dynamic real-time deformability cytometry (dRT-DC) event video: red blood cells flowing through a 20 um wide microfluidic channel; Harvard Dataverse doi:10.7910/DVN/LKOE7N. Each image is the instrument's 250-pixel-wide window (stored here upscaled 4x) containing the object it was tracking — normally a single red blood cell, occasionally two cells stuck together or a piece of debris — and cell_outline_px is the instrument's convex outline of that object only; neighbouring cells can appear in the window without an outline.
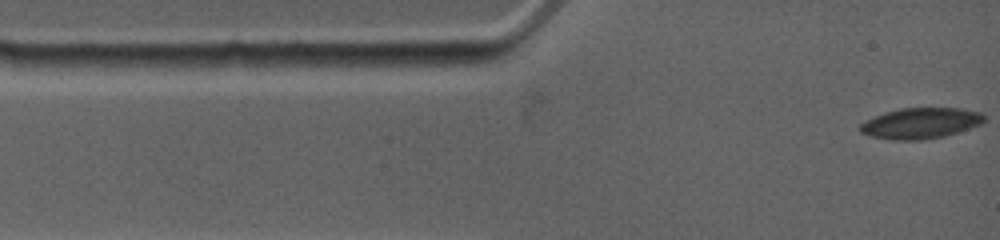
{"species": "common noctule bat (a hibernating species)", "species_latin": "Nyctalus noctula", "temperature_condition": "warm", "stored_images_in_passage": 61, "camera_frame_rate_fps": 4500, "um_per_image_px": 0.085, "animal": {"sex": "female", "body_mass_g": 19.0, "forearm_length_mm": 53.3}, "frame": {"image": 1, "passage_image": 1, "time_ms": 0.0, "image_size_px": [1000, 240], "cell_outline_px": [[984, 120], [980, 124], [944, 136], [924, 140], [892, 140], [872, 136], [860, 132], [860, 124], [884, 112], [900, 108], [960, 108], [980, 112], [984, 116]], "centroid_in_image_um": [78.24, 10.47], "position_along_channel_um": 6.8, "area_um2": 22.02}}
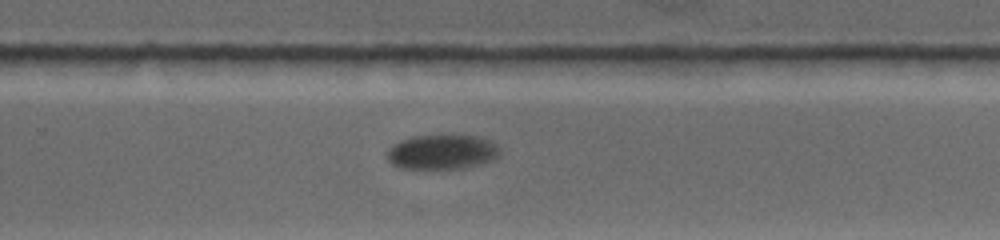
{"frame": {"image": 2, "passage_image": 27, "time_ms": 9.111, "image_size_px": [1000, 240], "cell_outline_px": [[500, 152], [492, 160], [480, 164], [464, 168], [400, 168], [392, 164], [388, 160], [388, 148], [412, 136], [476, 136], [488, 140], [496, 144], [500, 148]], "centroid_in_image_um": [37.59, 12.93], "position_along_channel_um": 292.2, "area_um2": 22.31}}
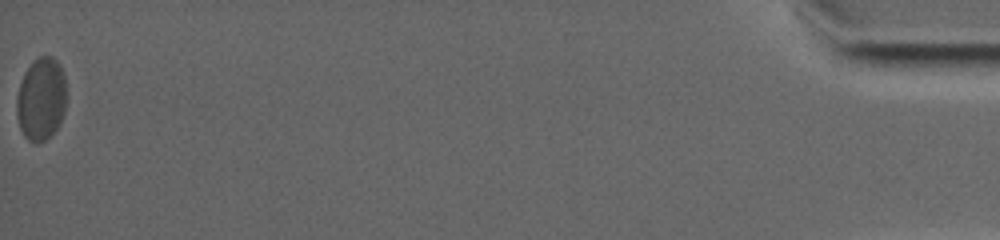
{"frame": {"image": 3, "passage_image": 61, "time_ms": 18.0, "image_size_px": [1000, 240], "cell_outline_px": [[64, 112], [56, 128], [44, 140], [36, 144], [28, 140], [24, 136], [20, 128], [16, 112], [16, 100], [20, 84], [24, 72], [40, 56], [52, 56], [56, 60], [64, 76]], "centroid_in_image_um": [3.46, 8.44], "position_along_channel_um": 431.7, "area_um2": 23.47}}